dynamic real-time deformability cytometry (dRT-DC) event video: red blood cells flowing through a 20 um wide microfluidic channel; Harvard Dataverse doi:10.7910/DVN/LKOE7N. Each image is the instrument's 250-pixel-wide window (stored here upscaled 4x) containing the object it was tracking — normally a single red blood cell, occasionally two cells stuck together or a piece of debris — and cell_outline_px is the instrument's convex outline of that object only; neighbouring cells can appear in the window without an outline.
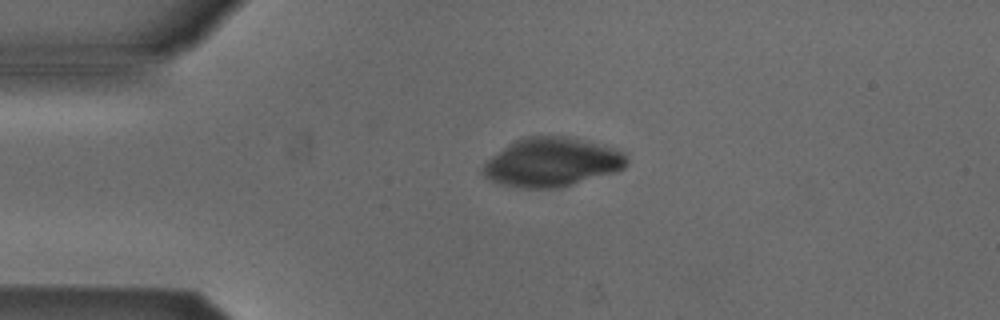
{"species": "Egyptian fruit bat (a non-hibernating species)", "species_latin": "Rousettus aegyptiacus", "temperature_condition": "cold", "stored_images_in_passage": 3, "camera_frame_rate_fps": 3000, "um_per_image_px": 0.085, "animal": {"sex": "male"}, "frame": {"image": 1, "passage_image": 1, "time_ms": 0.0, "image_size_px": [1000, 320], "cell_outline_px": [[628, 164], [624, 168], [616, 172], [560, 188], [520, 188], [500, 184], [484, 176], [480, 172], [484, 164], [492, 156], [516, 140], [528, 136], [564, 136], [604, 144], [624, 152], [628, 156]], "centroid_in_image_um": [46.95, 13.8], "position_along_channel_um": 38.0, "area_um2": 41.1}}